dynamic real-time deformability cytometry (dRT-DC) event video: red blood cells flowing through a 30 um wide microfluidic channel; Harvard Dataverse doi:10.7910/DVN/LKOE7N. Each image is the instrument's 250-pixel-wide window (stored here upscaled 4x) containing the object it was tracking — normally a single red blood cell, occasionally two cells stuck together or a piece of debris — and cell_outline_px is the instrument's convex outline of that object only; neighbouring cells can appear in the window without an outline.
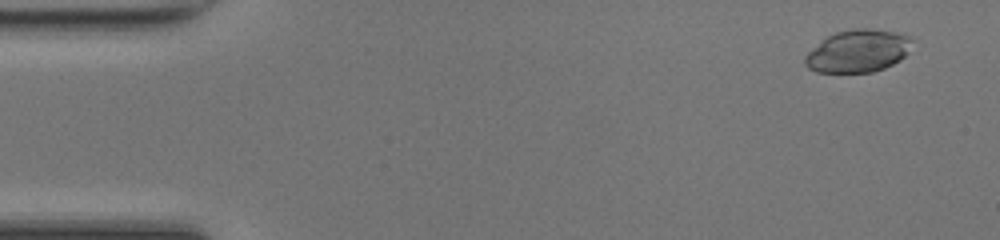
{"species": "common noctule bat (a hibernating species)", "species_latin": "Nyctalus noctula", "temperature_condition": "room temperature", "stored_images_in_passage": 48, "camera_frame_rate_fps": 3000, "um_per_image_px": 0.085, "animal": {"sex": "female", "body_mass_g": 17.0, "forearm_length_mm": 48.0}, "frame": {"image": 1, "passage_image": 3, "time_ms": 0.667, "image_size_px": [1000, 240], "cell_outline_px": [[908, 40], [904, 56], [892, 64], [884, 68], [872, 72], [816, 72], [808, 68], [804, 64], [804, 60], [808, 52], [828, 36], [836, 32], [856, 28], [868, 28], [892, 32], [908, 36]], "centroid_in_image_um": [72.84, 4.35], "position_along_channel_um": 12.2, "area_um2": 25.72}}
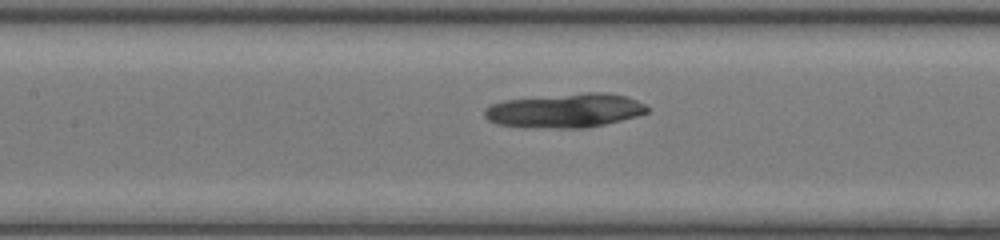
{"frame": {"image": 2, "passage_image": 22, "time_ms": 7.0, "image_size_px": [1000, 240], "cell_outline_px": [[648, 112], [636, 116], [604, 124], [584, 128], [556, 128], [500, 124], [488, 120], [484, 116], [484, 108], [492, 104], [504, 100], [584, 92], [608, 92], [628, 96], [644, 104], [648, 108]], "centroid_in_image_um": [48.06, 9.37], "position_along_channel_um": 159.3, "area_um2": 32.08}}
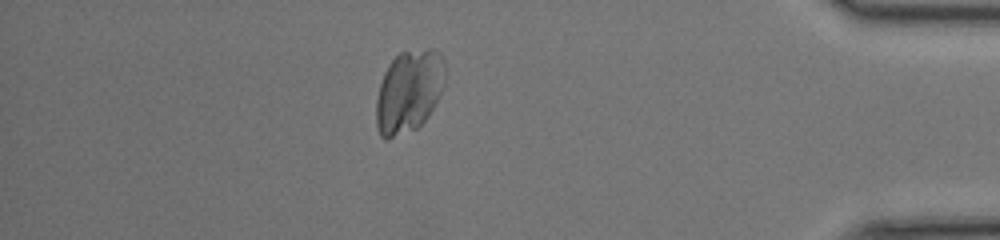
{"frame": {"image": 3, "passage_image": 42, "time_ms": 13.667, "image_size_px": [1000, 240], "cell_outline_px": [[444, 84], [428, 116], [416, 128], [388, 140], [384, 140], [380, 136], [376, 124], [376, 100], [380, 84], [384, 72], [388, 64], [400, 52], [428, 48], [436, 48], [444, 56]], "centroid_in_image_um": [34.74, 7.74], "position_along_channel_um": 400.5, "area_um2": 33.23}}